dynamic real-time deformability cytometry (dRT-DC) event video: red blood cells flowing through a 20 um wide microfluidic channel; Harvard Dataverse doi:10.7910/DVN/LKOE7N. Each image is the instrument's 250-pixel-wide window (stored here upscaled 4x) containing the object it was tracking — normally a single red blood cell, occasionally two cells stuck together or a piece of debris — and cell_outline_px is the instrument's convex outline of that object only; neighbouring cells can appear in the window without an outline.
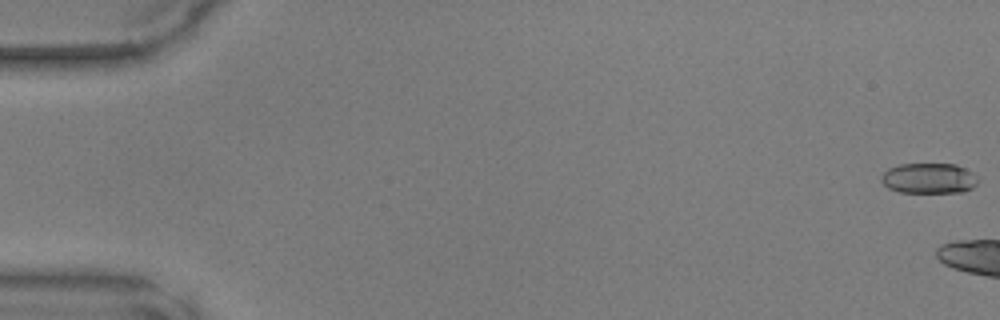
{"species": "common noctule bat (a hibernating species)", "species_latin": "Nyctalus noctula", "temperature_condition": "warm", "stored_images_in_passage": 7, "camera_frame_rate_fps": 3000, "um_per_image_px": 0.085, "animal": {"sex": "male", "body_mass_g": 17.9, "forearm_length_mm": 54.2}, "frame": {"image": 1, "passage_image": 1, "time_ms": 0.0, "image_size_px": [1000, 320], "cell_outline_px": [[980, 180], [972, 188], [964, 192], [900, 192], [888, 188], [880, 180], [880, 176], [888, 168], [900, 164], [956, 164], [972, 172]], "centroid_in_image_um": [78.96, 15.15], "position_along_channel_um": 6.0, "area_um2": 17.22}}